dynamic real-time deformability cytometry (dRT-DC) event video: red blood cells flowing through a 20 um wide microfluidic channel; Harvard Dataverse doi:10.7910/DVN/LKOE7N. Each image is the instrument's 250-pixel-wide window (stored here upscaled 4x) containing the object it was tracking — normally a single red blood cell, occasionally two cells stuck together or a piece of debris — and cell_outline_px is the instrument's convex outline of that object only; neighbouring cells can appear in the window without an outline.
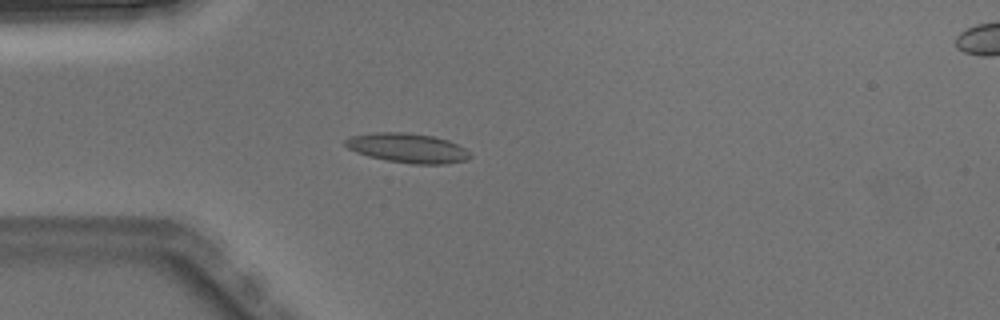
{"species": "Egyptian fruit bat (a non-hibernating species)", "species_latin": "Rousettus aegyptiacus", "temperature_condition": "warm", "stored_images_in_passage": 5, "segment_of_instrument_passage": [1, 2], "camera_frame_rate_fps": 3000, "um_per_image_px": 0.085, "animal": {"sex": "male"}, "frame": {"image": 1, "passage_image": 4, "time_ms": 1.0, "image_size_px": [1000, 320], "cell_outline_px": [[472, 156], [468, 160], [444, 164], [412, 164], [388, 160], [368, 156], [356, 152], [348, 148], [344, 144], [344, 140], [352, 136], [376, 132], [408, 132], [432, 136], [448, 140], [464, 148]], "centroid_in_image_um": [34.65, 12.58], "position_along_channel_um": 50.4, "area_um2": 21.39}}